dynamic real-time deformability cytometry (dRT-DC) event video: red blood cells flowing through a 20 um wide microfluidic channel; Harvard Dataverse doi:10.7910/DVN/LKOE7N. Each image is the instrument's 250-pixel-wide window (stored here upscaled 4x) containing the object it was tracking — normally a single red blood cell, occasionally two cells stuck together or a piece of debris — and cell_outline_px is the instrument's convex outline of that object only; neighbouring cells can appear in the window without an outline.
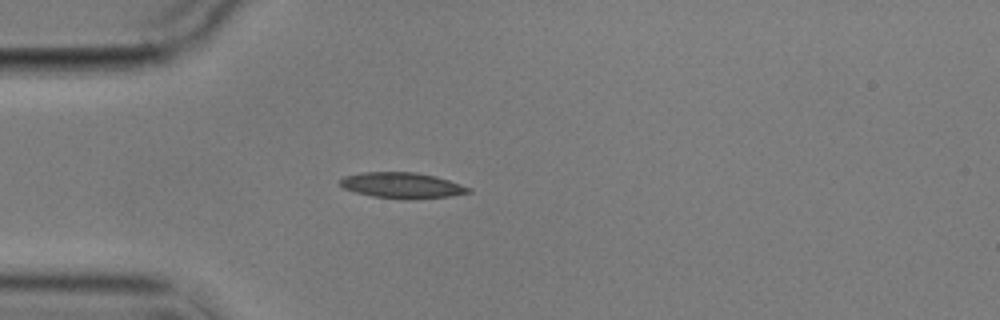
{"species": "common noctule bat (a hibernating species)", "species_latin": "Nyctalus noctula", "temperature_condition": "cold", "stored_images_in_passage": 2, "camera_frame_rate_fps": 3000, "um_per_image_px": 0.085, "animal": {"sex": "male", "body_mass_g": 17.9}, "frame": {"image": 1, "passage_image": 2, "time_ms": 2.0, "image_size_px": [1000, 320], "cell_outline_px": [[472, 192], [452, 196], [372, 196], [356, 192], [344, 188], [340, 184], [340, 180], [344, 176], [360, 172], [416, 172], [436, 176], [472, 188]], "centroid_in_image_um": [34.16, 15.69], "position_along_channel_um": 50.8, "area_um2": 18.26}}